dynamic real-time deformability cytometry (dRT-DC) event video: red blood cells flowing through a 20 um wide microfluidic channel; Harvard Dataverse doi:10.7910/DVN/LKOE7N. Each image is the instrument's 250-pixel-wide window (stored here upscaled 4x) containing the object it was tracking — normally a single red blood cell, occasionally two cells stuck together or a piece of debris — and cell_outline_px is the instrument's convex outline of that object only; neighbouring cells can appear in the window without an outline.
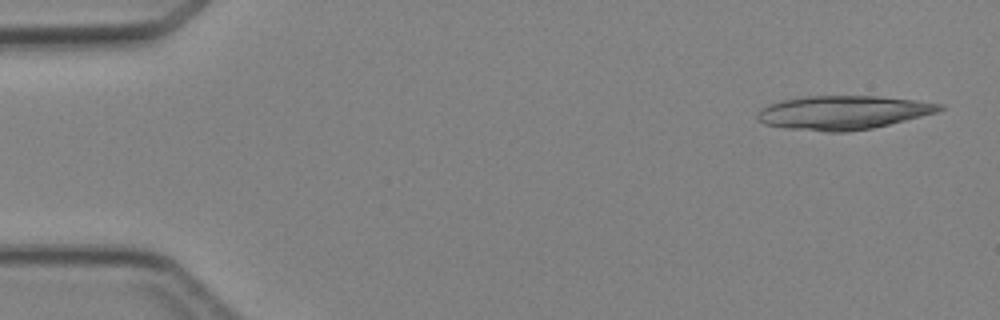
{"species": "Egyptian fruit bat (a non-hibernating species)", "species_latin": "Rousettus aegyptiacus", "temperature_condition": "cold", "stored_images_in_passage": 4, "camera_frame_rate_fps": 3000, "um_per_image_px": 0.085, "animal": {"sex": "female"}, "frame": {"image": 1, "passage_image": 1, "time_ms": 0.0, "image_size_px": [1000, 320], "cell_outline_px": [[944, 108], [936, 112], [872, 128], [848, 132], [824, 132], [784, 128], [764, 124], [756, 120], [756, 116], [768, 104], [780, 100], [804, 96], [880, 96], [916, 100], [944, 104]], "centroid_in_image_um": [71.62, 9.56], "position_along_channel_um": 13.4, "area_um2": 35.89}}